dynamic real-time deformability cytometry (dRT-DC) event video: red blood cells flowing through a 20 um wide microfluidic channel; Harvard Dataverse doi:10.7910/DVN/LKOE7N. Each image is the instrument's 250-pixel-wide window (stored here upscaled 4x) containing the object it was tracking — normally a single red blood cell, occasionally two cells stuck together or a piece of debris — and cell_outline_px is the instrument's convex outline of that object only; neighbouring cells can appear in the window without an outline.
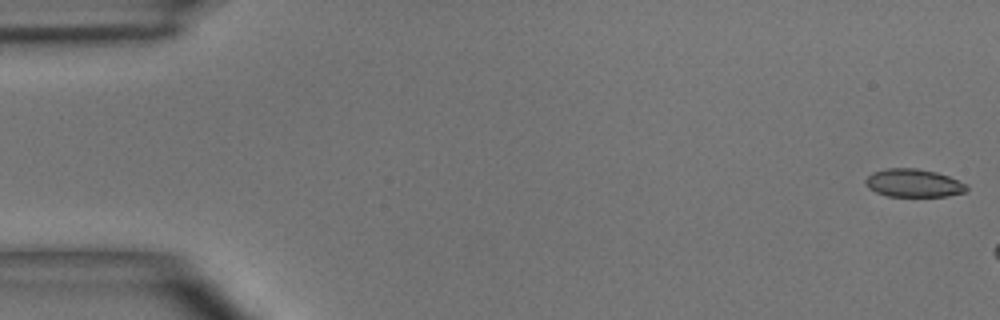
{"species": "common noctule bat (a hibernating species)", "species_latin": "Nyctalus noctula", "temperature_condition": "room temperature", "stored_images_in_passage": 7, "camera_frame_rate_fps": 3000, "um_per_image_px": 0.085, "animal": {"sex": "male", "body_mass_g": 15.6}, "frame": {"image": 1, "passage_image": 1, "time_ms": 0.0, "image_size_px": [1000, 320], "cell_outline_px": [[968, 192], [948, 196], [888, 196], [876, 192], [868, 188], [864, 184], [864, 180], [872, 172], [888, 168], [916, 168], [936, 172], [948, 176], [968, 184]], "centroid_in_image_um": [77.67, 15.56], "position_along_channel_um": 7.3, "area_um2": 16.7}}